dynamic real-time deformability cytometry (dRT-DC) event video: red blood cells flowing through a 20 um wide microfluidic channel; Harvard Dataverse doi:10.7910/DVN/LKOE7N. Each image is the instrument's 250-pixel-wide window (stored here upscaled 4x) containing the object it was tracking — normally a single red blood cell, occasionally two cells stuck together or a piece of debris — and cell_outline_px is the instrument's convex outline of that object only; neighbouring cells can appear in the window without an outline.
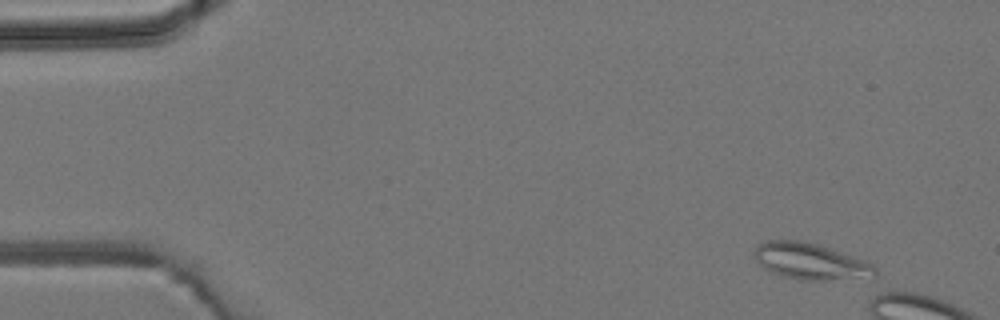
{"species": "common noctule bat (a hibernating species)", "species_latin": "Nyctalus noctula", "temperature_condition": "room temperature", "stored_images_in_passage": 6, "camera_frame_rate_fps": 3000, "um_per_image_px": 0.085, "animal": {"sex": "male", "body_mass_g": 19.2, "forearm_length_mm": 51.8}, "frame": {"image": 1, "passage_image": 1, "time_ms": 0.0, "image_size_px": [1000, 320], "cell_outline_px": [[876, 276], [824, 280], [804, 280], [780, 276], [768, 272], [756, 260], [752, 252], [760, 244], [768, 240], [800, 240], [820, 244], [864, 260], [872, 264], [876, 268]], "centroid_in_image_um": [68.85, 22.2], "position_along_channel_um": 16.2, "area_um2": 25.61}}